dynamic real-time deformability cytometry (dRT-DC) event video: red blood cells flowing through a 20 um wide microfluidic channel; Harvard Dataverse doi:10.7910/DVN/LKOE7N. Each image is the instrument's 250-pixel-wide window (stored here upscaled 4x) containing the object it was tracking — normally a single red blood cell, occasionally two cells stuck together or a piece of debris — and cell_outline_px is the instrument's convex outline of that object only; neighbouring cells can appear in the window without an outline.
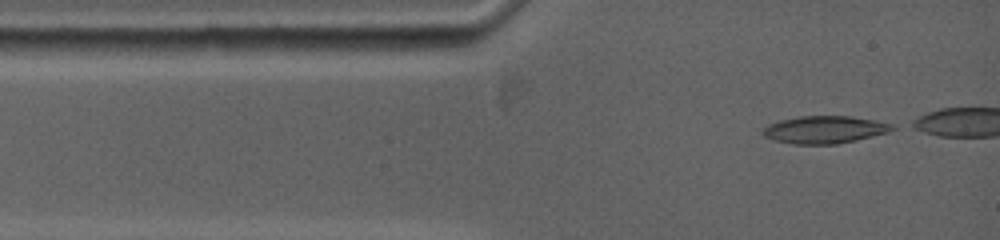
{"species": "common noctule bat (a hibernating species)", "species_latin": "Nyctalus noctula", "temperature_condition": "warm", "stored_images_in_passage": 15, "camera_frame_rate_fps": 5000, "um_per_image_px": 0.085, "animal": {"sex": "female", "body_mass_g": 19.0, "forearm_length_mm": 53.3}, "frame": {"image": 1, "passage_image": 1, "time_ms": 0.0, "image_size_px": [1000, 240], "cell_outline_px": [[896, 128], [888, 132], [856, 140], [836, 144], [792, 144], [772, 140], [764, 136], [760, 132], [768, 124], [780, 120], [800, 116], [852, 116], [876, 120], [892, 124]], "centroid_in_image_um": [70.06, 11.02], "position_along_channel_um": 14.9, "area_um2": 20.81}}
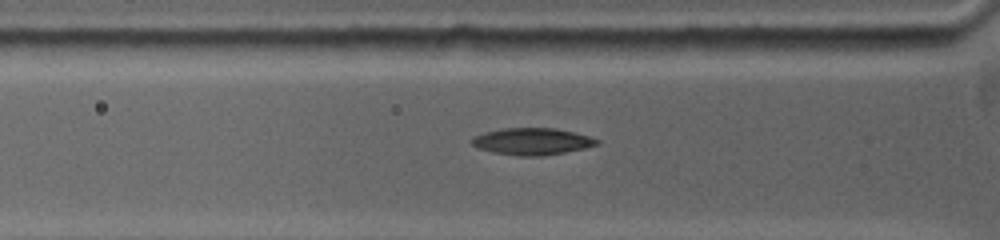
{"frame": {"image": 2, "passage_image": 13, "time_ms": 2.4, "image_size_px": [1000, 240], "cell_outline_px": [[600, 140], [596, 144], [584, 148], [564, 152], [540, 156], [520, 156], [496, 152], [480, 148], [472, 144], [472, 140], [476, 136], [484, 132], [504, 128], [556, 128], [588, 136]], "centroid_in_image_um": [45.24, 12.01], "position_along_channel_um": 80.6, "area_um2": 19.07}}